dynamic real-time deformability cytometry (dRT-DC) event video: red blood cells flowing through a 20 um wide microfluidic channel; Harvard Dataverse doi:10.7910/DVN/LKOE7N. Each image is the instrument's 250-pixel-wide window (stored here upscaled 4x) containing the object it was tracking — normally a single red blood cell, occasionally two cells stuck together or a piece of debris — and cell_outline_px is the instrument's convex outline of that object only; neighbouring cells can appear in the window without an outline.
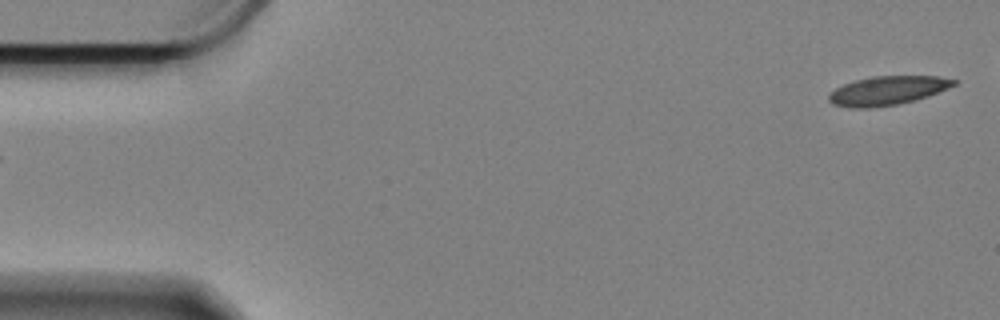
{"species": "Egyptian fruit bat (a non-hibernating species)", "species_latin": "Rousettus aegyptiacus", "temperature_condition": "cold", "stored_images_in_passage": 52, "camera_frame_rate_fps": 3000, "um_per_image_px": 0.085, "animal": {"sex": "female"}, "frame": {"image": 1, "passage_image": 1, "time_ms": 0.0, "image_size_px": [1000, 320], "cell_outline_px": [[960, 80], [956, 84], [948, 88], [928, 96], [916, 100], [896, 104], [868, 108], [848, 108], [832, 104], [828, 100], [828, 92], [844, 84], [856, 80], [872, 76], [940, 76]], "centroid_in_image_um": [75.43, 7.7], "position_along_channel_um": 9.6, "area_um2": 21.21}}
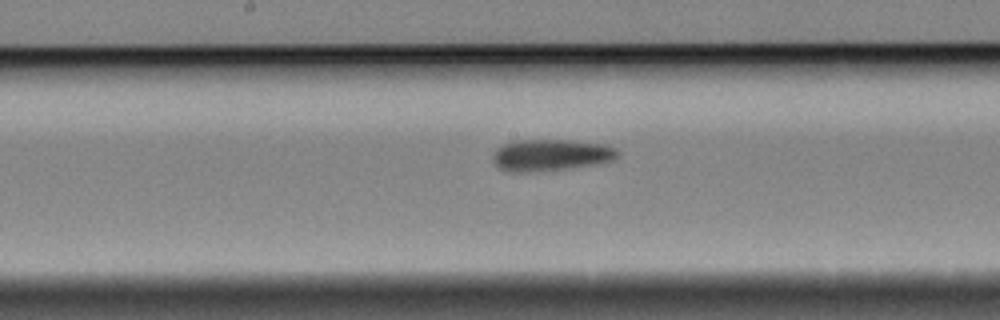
{"frame": {"image": 2, "passage_image": 29, "time_ms": 9.333, "image_size_px": [1000, 320], "cell_outline_px": [[620, 152], [612, 160], [596, 164], [564, 168], [528, 172], [512, 172], [500, 168], [492, 160], [492, 156], [496, 148], [504, 144], [516, 140], [568, 140], [604, 144], [616, 148]], "centroid_in_image_um": [46.8, 13.17], "position_along_channel_um": 201.4, "area_um2": 22.77}}
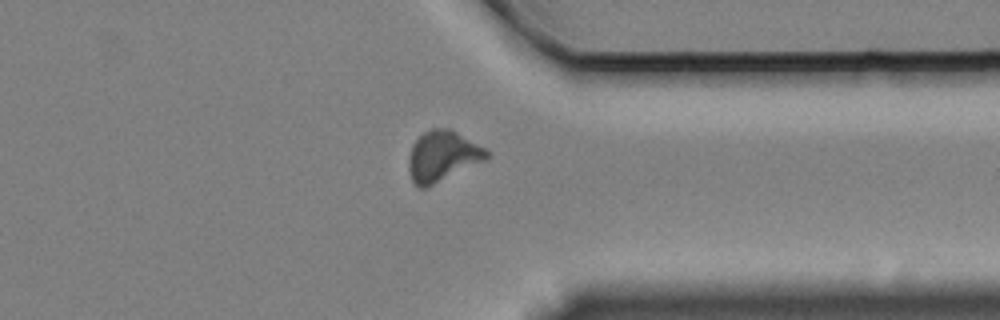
{"frame": {"image": 3, "passage_image": 45, "time_ms": 14.667, "image_size_px": [1000, 320], "cell_outline_px": [[488, 160], [424, 188], [420, 188], [412, 180], [408, 168], [408, 156], [412, 144], [424, 132], [432, 128], [452, 128], [484, 148], [488, 152]], "centroid_in_image_um": [37.61, 13.26], "position_along_channel_um": 373.8, "area_um2": 23.0}}